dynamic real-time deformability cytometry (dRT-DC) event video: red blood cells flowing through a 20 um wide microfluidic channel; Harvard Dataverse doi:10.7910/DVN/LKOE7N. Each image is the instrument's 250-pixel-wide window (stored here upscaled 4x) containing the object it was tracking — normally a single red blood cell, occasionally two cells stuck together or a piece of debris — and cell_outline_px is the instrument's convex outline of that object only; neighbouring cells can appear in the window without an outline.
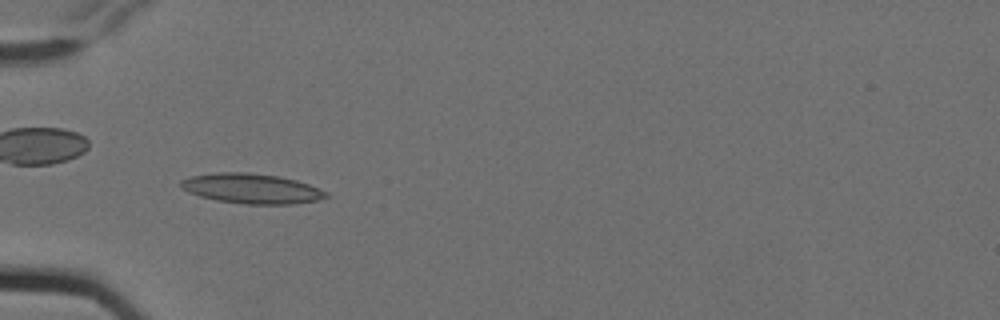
{"species": "Egyptian fruit bat (a non-hibernating species)", "species_latin": "Rousettus aegyptiacus", "temperature_condition": "cold", "stored_images_in_passage": 10, "camera_frame_rate_fps": 3000, "um_per_image_px": 0.085, "animal": {"sex": "female"}, "frame": {"image": 1, "passage_image": 2, "time_ms": 0.333, "image_size_px": [1000, 320], "cell_outline_px": [[328, 196], [316, 200], [292, 204], [244, 204], [216, 200], [200, 196], [188, 192], [180, 184], [180, 180], [188, 176], [216, 172], [248, 172], [276, 176], [296, 180], [308, 184], [328, 192]], "centroid_in_image_um": [21.35, 16.02], "position_along_channel_um": 63.6, "area_um2": 25.26}}
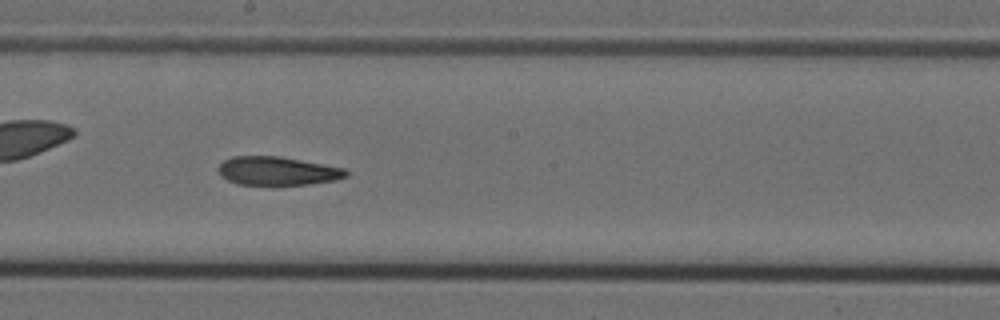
{"frame": {"image": 2, "passage_image": 6, "time_ms": 1.667, "image_size_px": [1000, 320], "cell_outline_px": [[348, 176], [336, 180], [308, 184], [276, 188], [272, 188], [236, 184], [220, 176], [220, 164], [224, 160], [232, 156], [280, 156], [344, 168], [348, 172]], "centroid_in_image_um": [23.57, 14.58], "position_along_channel_um": 224.6, "area_um2": 22.14}}
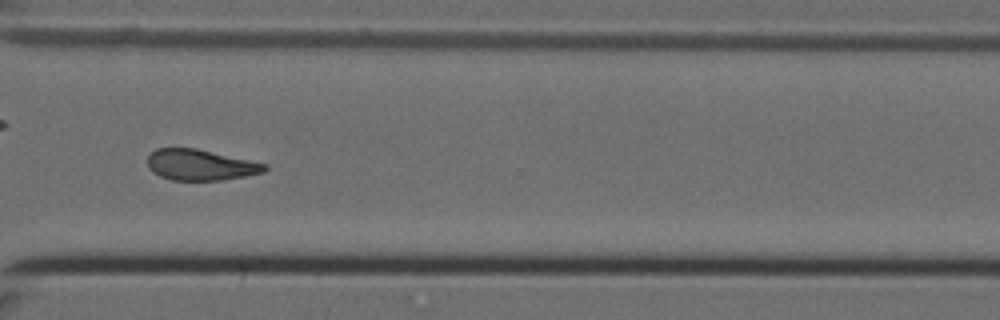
{"frame": {"image": 3, "passage_image": 9, "time_ms": 2.667, "image_size_px": [1000, 320], "cell_outline_px": [[268, 168], [264, 172], [224, 180], [172, 180], [160, 176], [152, 172], [148, 168], [148, 156], [156, 148], [196, 148], [268, 164]], "centroid_in_image_um": [17.04, 14.02], "position_along_channel_um": 353.6, "area_um2": 21.1}}